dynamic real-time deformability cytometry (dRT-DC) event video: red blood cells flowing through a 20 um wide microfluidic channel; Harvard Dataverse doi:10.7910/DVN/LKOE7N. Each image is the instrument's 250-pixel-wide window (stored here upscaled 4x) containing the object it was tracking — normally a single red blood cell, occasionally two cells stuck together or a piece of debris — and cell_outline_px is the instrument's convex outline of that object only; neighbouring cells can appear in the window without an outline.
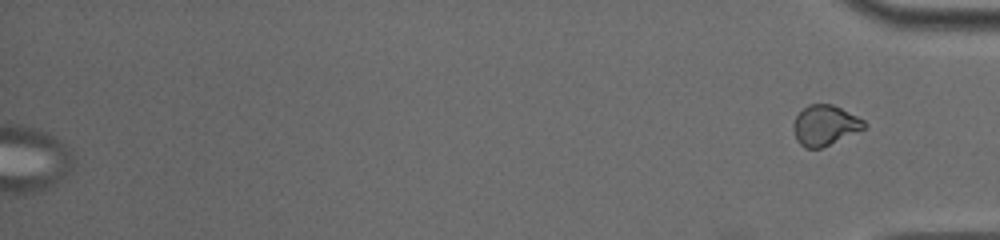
{"species": "common noctule bat (a hibernating species)", "species_latin": "Nyctalus noctula", "temperature_condition": "cold", "stored_images_in_passage": 43, "segment_of_instrument_passage": [2, 2], "camera_frame_rate_fps": 3000, "um_per_image_px": 0.085, "animal": {"sex": "male", "body_mass_g": 19.0, "forearm_length_mm": 50.8}, "frame": {"image": 1, "passage_image": 43, "time_ms": 14.0, "image_size_px": [1000, 240], "cell_outline_px": [[868, 128], [824, 148], [804, 148], [796, 140], [792, 128], [792, 124], [796, 116], [808, 104], [832, 104], [864, 120], [868, 124]], "centroid_in_image_um": [70.14, 10.68], "position_along_channel_um": 365.1, "area_um2": 16.99}}